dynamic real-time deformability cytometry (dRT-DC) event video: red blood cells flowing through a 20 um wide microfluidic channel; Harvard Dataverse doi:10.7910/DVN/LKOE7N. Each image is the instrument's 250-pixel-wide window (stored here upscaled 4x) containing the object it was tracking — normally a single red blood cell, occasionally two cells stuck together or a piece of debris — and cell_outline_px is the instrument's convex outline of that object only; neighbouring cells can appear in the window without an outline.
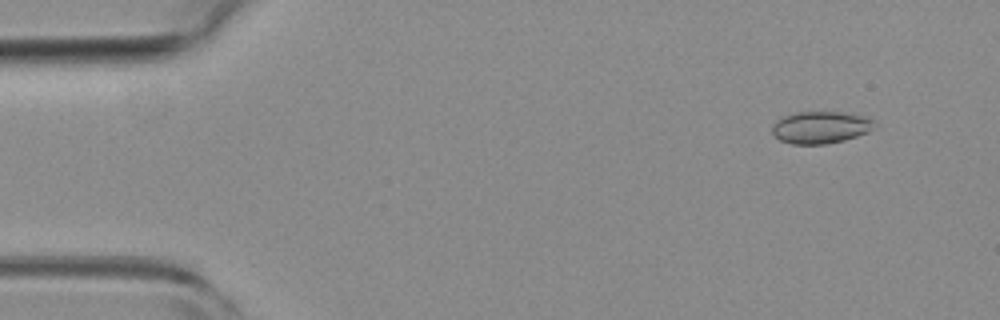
{"species": "common noctule bat (a hibernating species)", "species_latin": "Nyctalus noctula", "temperature_condition": "room temperature", "stored_images_in_passage": 52, "camera_frame_rate_fps": 3000, "um_per_image_px": 0.085, "animal": {"sex": "female", "body_mass_g": 19.3, "forearm_length_mm": 54.1}, "frame": {"image": 1, "passage_image": 5, "time_ms": 1.333, "image_size_px": [1000, 320], "cell_outline_px": [[872, 128], [868, 132], [844, 140], [824, 144], [792, 144], [780, 140], [772, 132], [772, 124], [776, 120], [784, 116], [796, 112], [840, 112], [864, 116], [872, 120]], "centroid_in_image_um": [69.69, 10.82], "position_along_channel_um": 15.3, "area_um2": 18.9}}
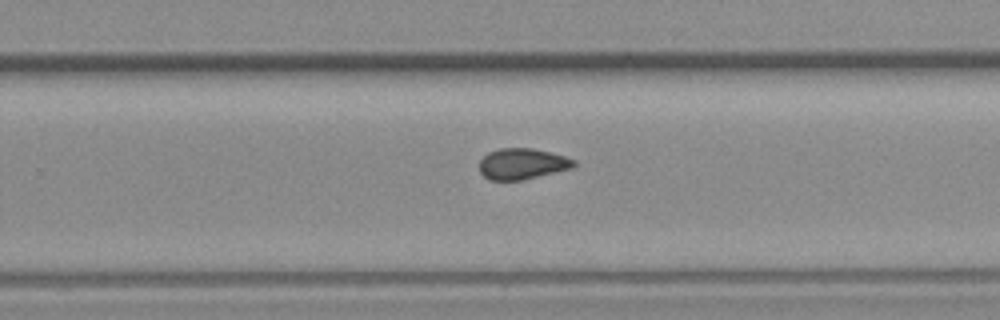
{"frame": {"image": 2, "passage_image": 33, "time_ms": 10.667, "image_size_px": [1000, 320], "cell_outline_px": [[576, 164], [572, 168], [524, 180], [488, 180], [480, 172], [480, 160], [488, 152], [500, 148], [532, 148], [564, 156], [576, 160]], "centroid_in_image_um": [44.38, 13.93], "position_along_channel_um": 285.4, "area_um2": 17.05}}
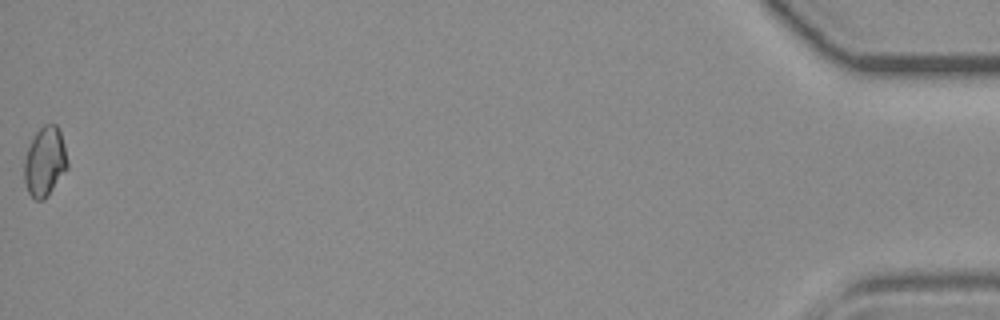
{"frame": {"image": 3, "passage_image": 52, "time_ms": 17.0, "image_size_px": [1000, 320], "cell_outline_px": [[68, 168], [44, 200], [36, 200], [28, 192], [24, 180], [24, 160], [32, 136], [44, 124], [56, 124], [60, 132], [64, 144], [68, 164]], "centroid_in_image_um": [3.8, 13.73], "position_along_channel_um": 431.4, "area_um2": 17.46}, "authors_computed_cell_mechanics": {"area_um2": 17.5423, "velocity_mm_per_s": 3.998, "shape_relaxation_time_tau1_ms": null, "shape_relaxation_time_tau2_ms": 2.6964, "deformation_change_tau1": null, "deformation_change_tau2": 0.0653}}